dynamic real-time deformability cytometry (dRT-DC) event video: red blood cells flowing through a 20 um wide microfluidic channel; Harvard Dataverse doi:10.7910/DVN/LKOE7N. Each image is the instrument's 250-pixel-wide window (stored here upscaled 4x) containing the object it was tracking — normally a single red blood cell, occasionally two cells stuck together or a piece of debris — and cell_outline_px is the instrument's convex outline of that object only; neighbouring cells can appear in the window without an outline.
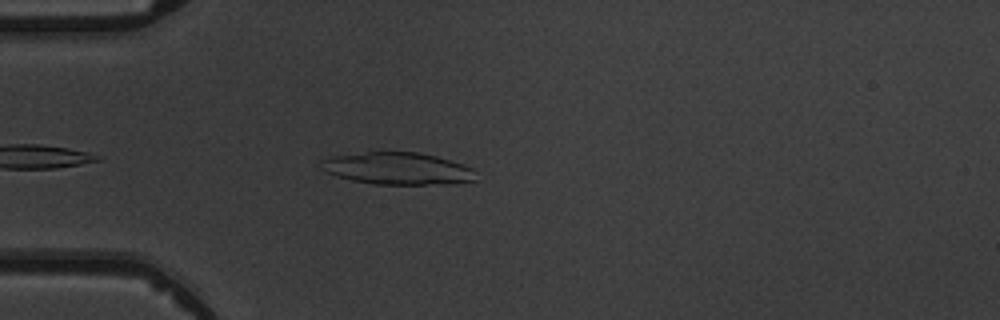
{"species": "common noctule bat (a hibernating species)", "species_latin": "Nyctalus noctula", "temperature_condition": "warm", "stored_images_in_passage": 6, "camera_frame_rate_fps": 3000, "um_per_image_px": 0.085, "animal": {"sex": "male", "body_mass_g": 19.5, "forearm_length_mm": 54.6}, "frame": {"image": 1, "passage_image": 6, "time_ms": 6.667, "image_size_px": [1000, 320], "cell_outline_px": [[476, 180], [444, 184], [372, 184], [352, 180], [336, 176], [320, 168], [320, 160], [332, 156], [368, 152], [416, 152], [436, 156], [464, 164], [472, 168]], "centroid_in_image_um": [33.77, 14.32], "position_along_channel_um": 51.2, "area_um2": 28.84}}